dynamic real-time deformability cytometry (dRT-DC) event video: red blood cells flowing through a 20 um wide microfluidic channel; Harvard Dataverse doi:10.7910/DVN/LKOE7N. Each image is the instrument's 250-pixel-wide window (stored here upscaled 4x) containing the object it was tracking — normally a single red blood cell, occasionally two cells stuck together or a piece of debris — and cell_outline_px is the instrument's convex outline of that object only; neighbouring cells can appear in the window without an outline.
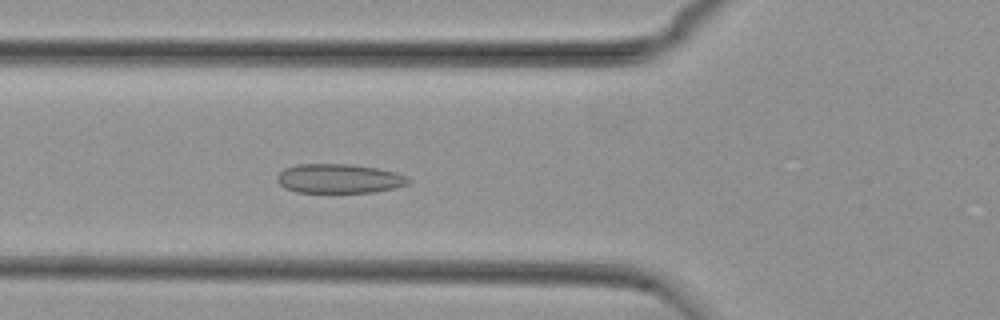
{"species": "common noctule bat (a hibernating species)", "species_latin": "Nyctalus noctula", "temperature_condition": "cold", "stored_images_in_passage": 55, "camera_frame_rate_fps": 3000, "um_per_image_px": 0.085, "animal": {"sex": "female", "body_mass_g": 29.2, "forearm_length_mm": 56.3}, "frame": {"image": 1, "passage_image": 19, "time_ms": 6.0, "image_size_px": [1000, 320], "cell_outline_px": [[412, 180], [408, 184], [396, 188], [372, 192], [296, 192], [284, 188], [276, 180], [276, 176], [284, 168], [296, 164], [352, 164], [380, 168], [396, 172]], "centroid_in_image_um": [28.82, 15.17], "position_along_channel_um": 97.0, "area_um2": 22.6}}
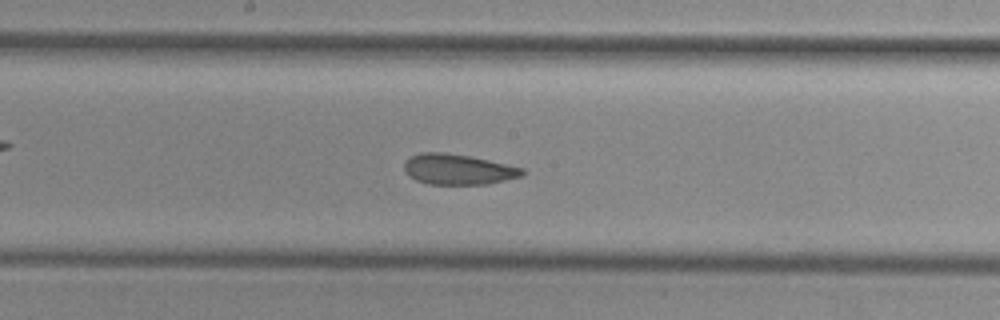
{"frame": {"image": 2, "passage_image": 28, "time_ms": 9.0, "image_size_px": [1000, 320], "cell_outline_px": [[524, 176], [488, 184], [428, 184], [416, 180], [404, 168], [404, 160], [420, 152], [444, 152], [468, 156], [524, 168]], "centroid_in_image_um": [38.95, 14.39], "position_along_channel_um": 209.2, "area_um2": 20.81}}
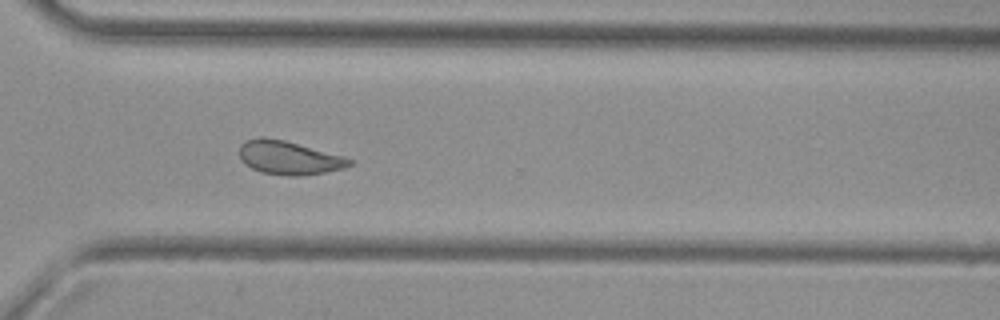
{"frame": {"image": 3, "passage_image": 39, "time_ms": 12.667, "image_size_px": [1000, 320], "cell_outline_px": [[352, 164], [344, 168], [324, 172], [300, 176], [288, 176], [260, 172], [244, 164], [240, 160], [240, 144], [244, 140], [260, 136], [264, 136], [284, 140], [344, 156], [352, 160]], "centroid_in_image_um": [24.51, 13.4], "position_along_channel_um": 346.1, "area_um2": 21.68}, "authors_computed_cell_mechanics": {"area_um2": 22.4264, "velocity_mm_per_s": 3.733, "shape_relaxation_time_tau1_ms": null, "shape_relaxation_time_tau2_ms": 2.8095, "deformation_change_tau1": null, "deformation_change_tau2": 0.075}}